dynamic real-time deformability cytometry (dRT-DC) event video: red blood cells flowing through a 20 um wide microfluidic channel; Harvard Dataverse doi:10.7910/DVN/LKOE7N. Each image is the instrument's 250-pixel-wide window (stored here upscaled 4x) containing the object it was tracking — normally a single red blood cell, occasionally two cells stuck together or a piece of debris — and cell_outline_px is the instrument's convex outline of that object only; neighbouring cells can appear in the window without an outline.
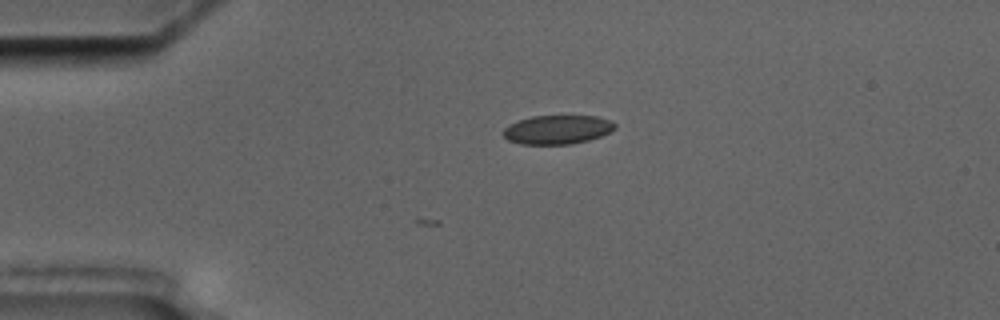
{"species": "common noctule bat (a hibernating species)", "species_latin": "Nyctalus noctula", "temperature_condition": "cold", "stored_images_in_passage": 4, "camera_frame_rate_fps": 3000, "um_per_image_px": 0.085, "animal": {"sex": "male", "body_mass_g": 17.5, "forearm_length_mm": 52.3}, "frame": {"image": 1, "passage_image": 3, "time_ms": 2.333, "image_size_px": [1000, 320], "cell_outline_px": [[616, 128], [600, 136], [588, 140], [572, 144], [520, 144], [508, 140], [504, 136], [504, 128], [508, 124], [532, 116], [596, 116], [612, 120], [616, 124]], "centroid_in_image_um": [47.39, 11.01], "position_along_channel_um": 37.6, "area_um2": 18.79}}